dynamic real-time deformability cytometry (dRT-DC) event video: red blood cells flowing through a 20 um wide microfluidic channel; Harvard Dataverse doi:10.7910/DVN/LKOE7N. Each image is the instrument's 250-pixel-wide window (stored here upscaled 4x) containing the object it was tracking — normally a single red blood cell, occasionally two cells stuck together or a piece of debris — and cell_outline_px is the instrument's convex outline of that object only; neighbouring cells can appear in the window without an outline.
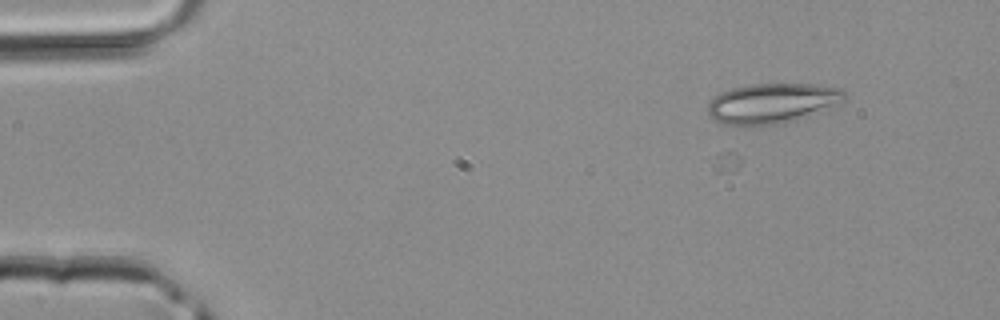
{"species": "common noctule bat (a hibernating species)", "species_latin": "Nyctalus noctula", "temperature_condition": "room temperature", "stored_images_in_passage": 5, "camera_frame_rate_fps": 3000, "um_per_image_px": 0.085, "animal": {"sex": "male", "body_mass_g": 20.4}, "frame": {"image": 1, "passage_image": 5, "time_ms": 1.333, "image_size_px": [1000, 320], "cell_outline_px": [[844, 100], [832, 112], [760, 128], [744, 128], [724, 124], [712, 120], [708, 112], [708, 104], [720, 92], [732, 88], [752, 84], [812, 84], [840, 88], [844, 92]], "centroid_in_image_um": [65.69, 8.84], "position_along_channel_um": 19.3, "area_um2": 33.41}}